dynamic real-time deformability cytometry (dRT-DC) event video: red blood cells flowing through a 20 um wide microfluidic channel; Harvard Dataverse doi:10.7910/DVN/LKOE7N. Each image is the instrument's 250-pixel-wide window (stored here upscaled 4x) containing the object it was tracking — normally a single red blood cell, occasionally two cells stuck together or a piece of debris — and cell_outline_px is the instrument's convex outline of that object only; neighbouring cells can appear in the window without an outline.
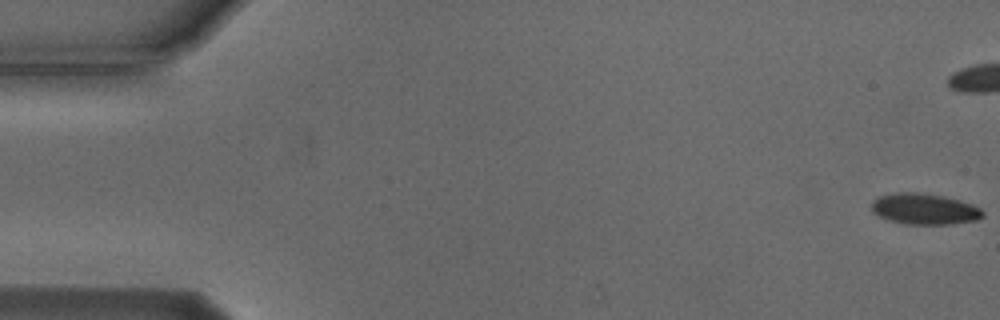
{"species": "Egyptian fruit bat (a non-hibernating species)", "species_latin": "Rousettus aegyptiacus", "temperature_condition": "cold", "stored_images_in_passage": 46, "camera_frame_rate_fps": 3000, "um_per_image_px": 0.085, "animal": {"sex": "male"}, "frame": {"image": 1, "passage_image": 1, "time_ms": 0.0, "image_size_px": [1000, 320], "cell_outline_px": [[984, 216], [976, 220], [952, 224], [904, 224], [888, 220], [876, 216], [872, 212], [872, 200], [880, 196], [896, 192], [916, 192], [944, 196], [960, 200], [972, 204], [980, 208], [984, 212]], "centroid_in_image_um": [78.56, 17.76], "position_along_channel_um": 6.4, "area_um2": 20.29}}
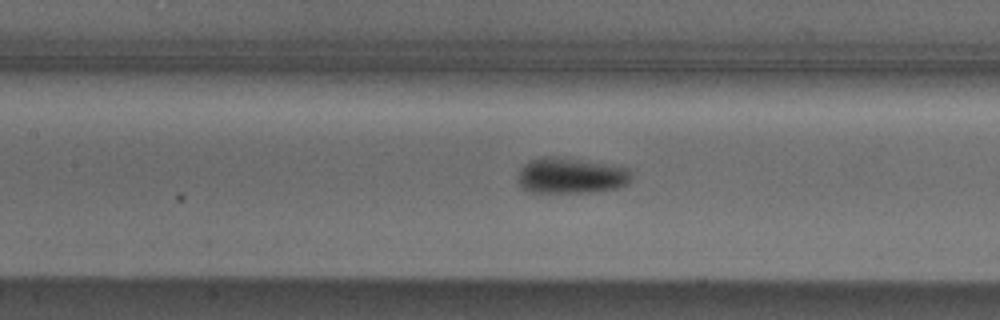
{"frame": {"image": 2, "passage_image": 25, "time_ms": 8.0, "image_size_px": [1000, 320], "cell_outline_px": [[632, 180], [628, 184], [616, 188], [592, 192], [532, 192], [520, 188], [516, 180], [520, 168], [528, 160], [544, 156], [560, 156], [612, 164], [628, 168], [632, 172]], "centroid_in_image_um": [48.52, 14.91], "position_along_channel_um": 158.9, "area_um2": 24.33}}
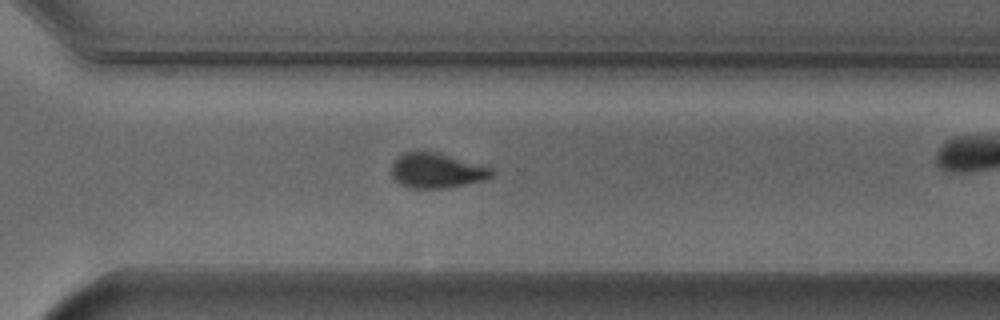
{"frame": {"image": 3, "passage_image": 39, "time_ms": 12.667, "image_size_px": [1000, 320], "cell_outline_px": [[492, 176], [484, 180], [448, 188], [408, 188], [400, 184], [392, 176], [392, 160], [396, 156], [404, 152], [436, 152], [492, 168]], "centroid_in_image_um": [37.07, 14.51], "position_along_channel_um": 333.5, "area_um2": 20.29}, "authors_computed_cell_mechanics": {"area_um2": 21.7039, "velocity_mm_per_s": 3.7537, "shape_relaxation_time_tau1_ms": 2.8358, "shape_relaxation_time_tau2_ms": null, "deformation_change_tau1": 0.0927, "deformation_change_tau2": null}}